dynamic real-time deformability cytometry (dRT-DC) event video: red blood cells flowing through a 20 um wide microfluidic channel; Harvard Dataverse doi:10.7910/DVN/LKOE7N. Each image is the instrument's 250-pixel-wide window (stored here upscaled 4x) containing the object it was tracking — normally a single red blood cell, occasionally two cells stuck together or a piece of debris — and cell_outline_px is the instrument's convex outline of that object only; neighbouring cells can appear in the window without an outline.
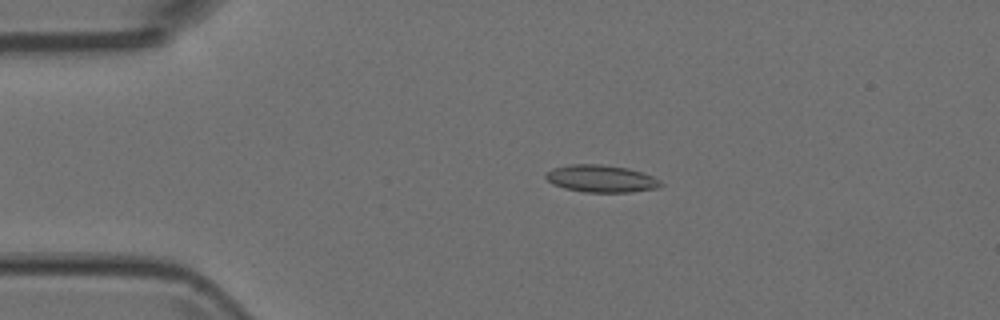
{"species": "Egyptian fruit bat (a non-hibernating species)", "species_latin": "Rousettus aegyptiacus", "temperature_condition": "room temperature", "stored_images_in_passage": 8, "camera_frame_rate_fps": 3000, "um_per_image_px": 0.085, "animal": {"sex": "female"}, "frame": {"image": 1, "passage_image": 3, "time_ms": 0.667, "image_size_px": [1000, 320], "cell_outline_px": [[664, 184], [656, 188], [632, 192], [584, 192], [564, 188], [552, 184], [544, 176], [552, 168], [568, 164], [600, 164], [628, 168], [652, 176], [660, 180]], "centroid_in_image_um": [51.08, 15.18], "position_along_channel_um": 33.9, "area_um2": 18.26}}
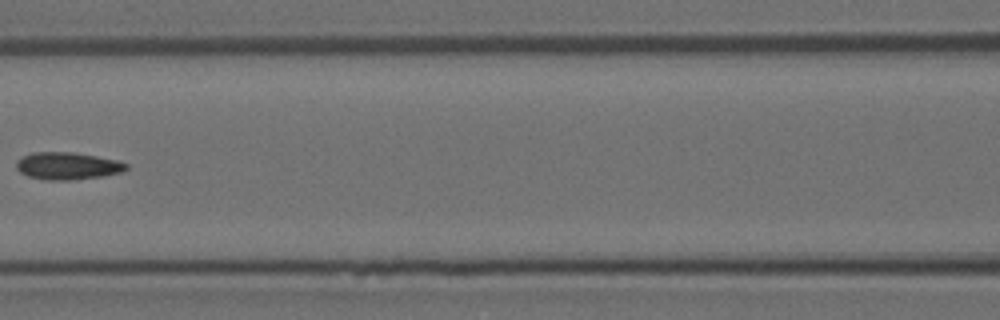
{"frame": {"image": 2, "passage_image": 6, "time_ms": 1.667, "image_size_px": [1000, 320], "cell_outline_px": [[128, 168], [124, 172], [104, 176], [72, 180], [44, 180], [28, 176], [20, 172], [16, 168], [16, 160], [32, 152], [72, 152], [96, 156], [116, 160], [128, 164]], "centroid_in_image_um": [5.75, 14.11], "position_along_channel_um": 160.9, "area_um2": 17.63}}
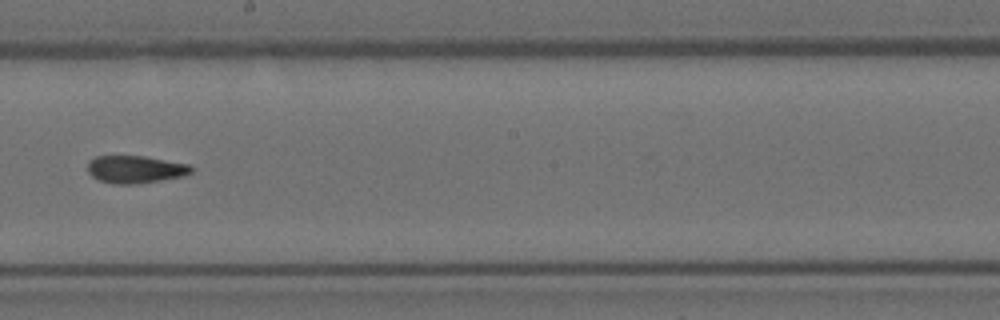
{"frame": {"image": 3, "passage_image": 8, "time_ms": 2.333, "image_size_px": [1000, 320], "cell_outline_px": [[196, 168], [192, 172], [184, 176], [136, 184], [112, 184], [100, 180], [92, 176], [88, 172], [88, 160], [96, 156], [144, 156], [188, 164]], "centroid_in_image_um": [11.51, 14.39], "position_along_channel_um": 236.7, "area_um2": 16.7}}